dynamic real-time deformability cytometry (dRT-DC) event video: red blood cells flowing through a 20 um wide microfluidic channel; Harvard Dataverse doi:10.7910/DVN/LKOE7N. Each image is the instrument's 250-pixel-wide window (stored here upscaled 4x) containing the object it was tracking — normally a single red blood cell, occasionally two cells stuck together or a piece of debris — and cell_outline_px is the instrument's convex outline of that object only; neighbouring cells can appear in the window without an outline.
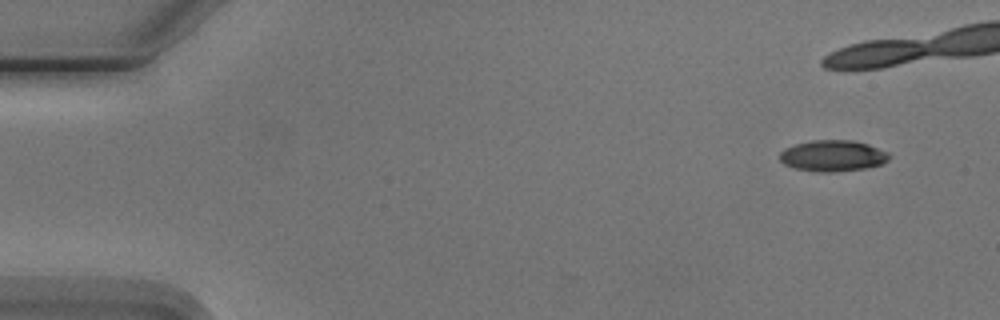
{"species": "Egyptian fruit bat (a non-hibernating species)", "species_latin": "Rousettus aegyptiacus", "temperature_condition": "cold", "stored_images_in_passage": 7, "camera_frame_rate_fps": 3000, "um_per_image_px": 0.085, "animal": {"sex": "male"}, "frame": {"image": 1, "passage_image": 1, "time_ms": 0.0, "image_size_px": [1000, 320], "cell_outline_px": [[892, 156], [888, 160], [880, 164], [864, 168], [836, 172], [816, 172], [792, 168], [784, 164], [780, 160], [780, 152], [784, 148], [796, 144], [812, 140], [852, 140], [868, 144], [888, 152]], "centroid_in_image_um": [70.77, 13.24], "position_along_channel_um": 14.2, "area_um2": 20.0}}